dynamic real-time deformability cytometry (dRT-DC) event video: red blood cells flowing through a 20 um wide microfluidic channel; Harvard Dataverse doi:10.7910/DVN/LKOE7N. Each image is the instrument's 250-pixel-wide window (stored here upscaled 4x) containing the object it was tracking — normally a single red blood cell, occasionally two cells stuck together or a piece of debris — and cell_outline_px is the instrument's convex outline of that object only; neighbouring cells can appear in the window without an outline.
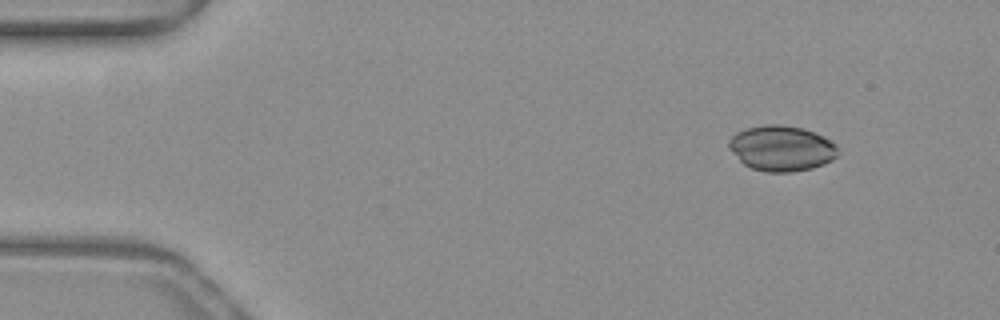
{"species": "common noctule bat (a hibernating species)", "species_latin": "Nyctalus noctula", "temperature_condition": "warm", "stored_images_in_passage": 47, "camera_frame_rate_fps": 3000, "um_per_image_px": 0.085, "animal": {"sex": "female", "body_mass_g": 19.3, "forearm_length_mm": 54.1}, "frame": {"image": 1, "passage_image": 1, "time_ms": 0.0, "image_size_px": [1000, 320], "cell_outline_px": [[840, 152], [832, 160], [824, 164], [812, 168], [792, 172], [764, 172], [752, 168], [744, 164], [728, 148], [728, 140], [736, 132], [748, 128], [764, 124], [780, 124], [800, 128], [824, 136], [836, 144]], "centroid_in_image_um": [66.43, 12.61], "position_along_channel_um": 18.6, "area_um2": 28.96}}
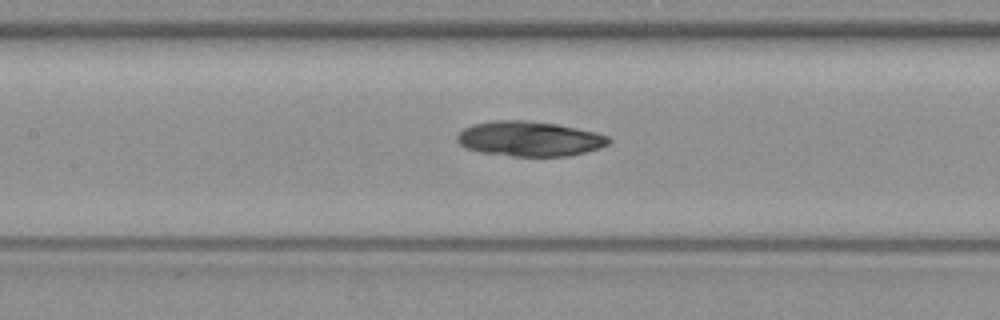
{"frame": {"image": 2, "passage_image": 19, "time_ms": 6.0, "image_size_px": [1000, 320], "cell_outline_px": [[612, 140], [608, 144], [600, 148], [568, 156], [512, 156], [480, 152], [464, 148], [456, 140], [456, 136], [464, 128], [472, 124], [496, 120], [528, 120], [556, 124], [596, 132], [608, 136]], "centroid_in_image_um": [44.99, 11.79], "position_along_channel_um": 162.4, "area_um2": 30.98}}
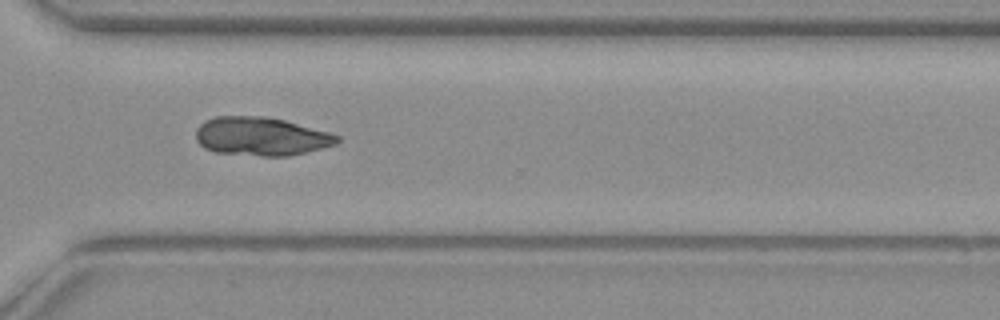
{"frame": {"image": 3, "passage_image": 33, "time_ms": 10.667, "image_size_px": [1000, 320], "cell_outline_px": [[340, 140], [336, 144], [288, 156], [260, 156], [216, 152], [204, 148], [196, 140], [196, 128], [204, 120], [216, 116], [264, 116], [284, 120], [328, 132], [340, 136]], "centroid_in_image_um": [22.15, 11.59], "position_along_channel_um": 348.4, "area_um2": 31.62}}